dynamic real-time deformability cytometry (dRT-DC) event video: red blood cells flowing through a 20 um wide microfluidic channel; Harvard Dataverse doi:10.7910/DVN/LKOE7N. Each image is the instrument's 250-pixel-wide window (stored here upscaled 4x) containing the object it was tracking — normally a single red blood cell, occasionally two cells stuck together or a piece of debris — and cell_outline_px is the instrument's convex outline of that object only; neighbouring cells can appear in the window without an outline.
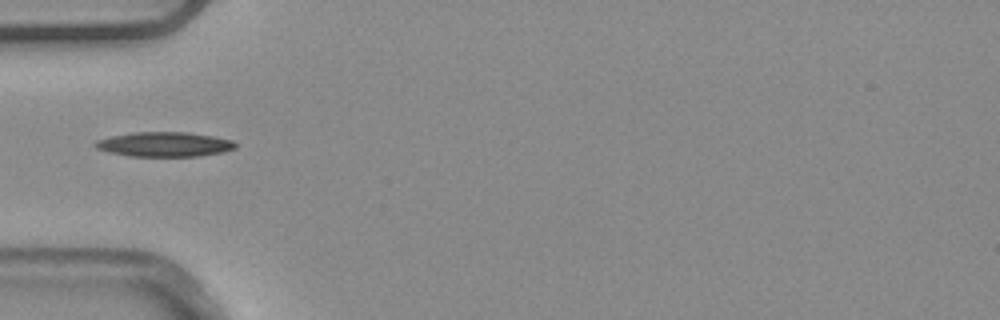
{"species": "common noctule bat (a hibernating species)", "species_latin": "Nyctalus noctula", "temperature_condition": "warm", "stored_images_in_passage": 5, "camera_frame_rate_fps": 3000, "um_per_image_px": 0.085, "animal": {"sex": "male", "body_mass_g": 20.4}, "frame": {"image": 1, "passage_image": 5, "time_ms": 1.333, "image_size_px": [1000, 320], "cell_outline_px": [[236, 148], [220, 152], [196, 156], [132, 156], [108, 152], [96, 148], [92, 144], [96, 140], [112, 136], [132, 132], [188, 132], [212, 136], [232, 140], [236, 144]], "centroid_in_image_um": [13.93, 12.26], "position_along_channel_um": 71.1, "area_um2": 20.0}}